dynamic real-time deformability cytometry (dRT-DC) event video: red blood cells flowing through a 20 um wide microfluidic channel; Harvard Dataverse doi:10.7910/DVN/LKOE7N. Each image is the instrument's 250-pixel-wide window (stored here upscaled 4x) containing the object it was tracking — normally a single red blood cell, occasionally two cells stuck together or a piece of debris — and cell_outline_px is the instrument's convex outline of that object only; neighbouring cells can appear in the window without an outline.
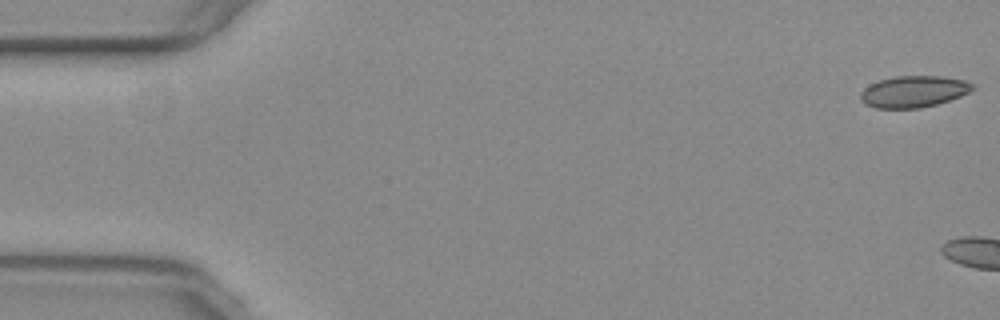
{"species": "common noctule bat (a hibernating species)", "species_latin": "Nyctalus noctula", "temperature_condition": "warm", "stored_images_in_passage": 13, "camera_frame_rate_fps": 3000, "um_per_image_px": 0.085, "animal": {"sex": "female", "body_mass_g": 29.2, "forearm_length_mm": 56.3}, "frame": {"image": 1, "passage_image": 1, "time_ms": 0.0, "image_size_px": [1000, 320], "cell_outline_px": [[976, 88], [960, 96], [936, 104], [920, 108], [876, 108], [864, 104], [860, 100], [860, 92], [864, 88], [880, 80], [892, 76], [944, 76], [964, 80], [972, 84]], "centroid_in_image_um": [77.64, 7.78], "position_along_channel_um": 7.4, "area_um2": 20.58}}